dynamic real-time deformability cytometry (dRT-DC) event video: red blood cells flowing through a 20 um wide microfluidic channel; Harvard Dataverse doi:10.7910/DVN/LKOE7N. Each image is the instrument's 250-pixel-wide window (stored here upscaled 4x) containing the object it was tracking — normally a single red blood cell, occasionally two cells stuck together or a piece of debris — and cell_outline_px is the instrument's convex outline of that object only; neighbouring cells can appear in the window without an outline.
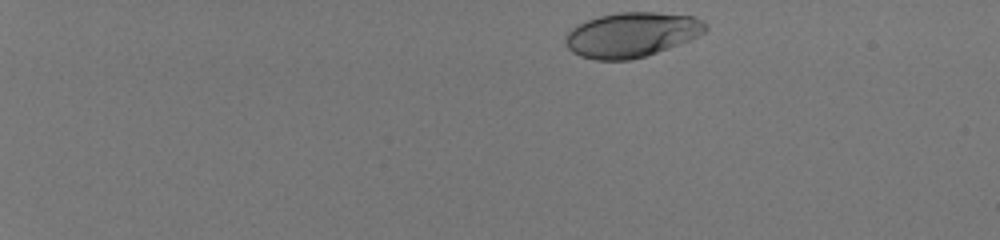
{"species": "human", "species_latin": "Homo sapiens", "temperature_condition": "room temperature", "stored_images_in_passage": 45, "camera_frame_rate_fps": 3000, "um_per_image_px": 0.085, "donor": {"sex": "male"}, "frame": {"image": 1, "passage_image": 1, "time_ms": 0.0, "image_size_px": [1000, 240], "cell_outline_px": [[708, 28], [704, 32], [688, 40], [668, 48], [644, 56], [628, 60], [596, 60], [580, 56], [572, 52], [564, 44], [564, 36], [572, 28], [588, 20], [600, 16], [620, 12], [656, 12], [696, 16], [704, 20], [708, 24]], "centroid_in_image_um": [53.69, 2.94], "position_along_channel_um": 31.3, "area_um2": 36.53}}
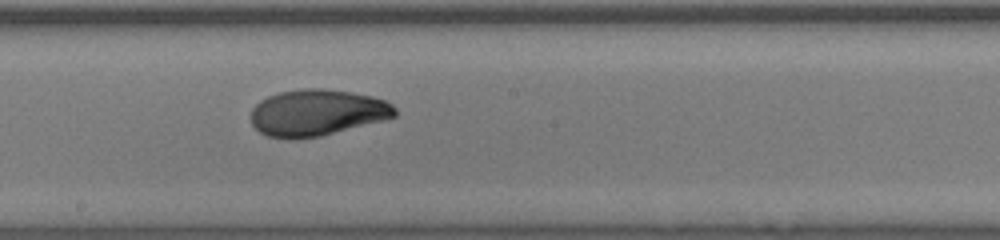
{"frame": {"image": 2, "passage_image": 26, "time_ms": 8.333, "image_size_px": [1000, 240], "cell_outline_px": [[396, 116], [388, 120], [320, 136], [296, 140], [288, 140], [268, 136], [260, 132], [252, 124], [252, 108], [260, 100], [268, 96], [280, 92], [304, 88], [324, 88], [352, 92], [372, 96], [384, 100], [392, 104], [396, 108]], "centroid_in_image_um": [26.98, 9.59], "position_along_channel_um": 221.2, "area_um2": 39.42}}
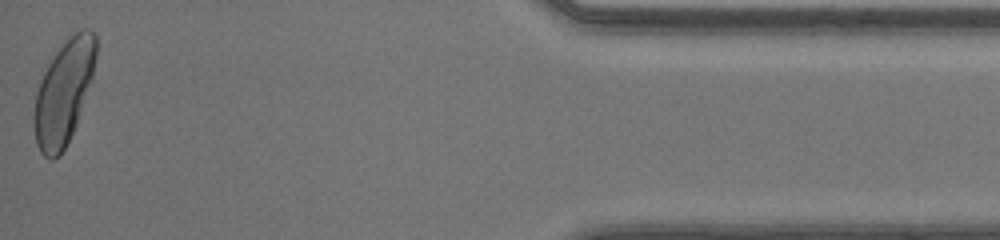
{"frame": {"image": 3, "passage_image": 45, "time_ms": 14.667, "image_size_px": [1000, 240], "cell_outline_px": [[96, 56], [92, 80], [76, 124], [60, 156], [52, 160], [48, 160], [40, 152], [36, 144], [32, 124], [32, 116], [36, 92], [40, 80], [48, 64], [56, 52], [80, 28], [88, 28], [96, 36]], "centroid_in_image_um": [5.39, 7.9], "position_along_channel_um": 429.8, "area_um2": 37.45}, "authors_computed_cell_mechanics": {"area_um2": 38.0902, "velocity_mm_per_s": 4.1112, "shape_relaxation_time_tau1_ms": 3.5987, "shape_relaxation_time_tau2_ms": 0.7123, "deformation_change_tau1": 0.1802, "deformation_change_tau2": 0.0438}}